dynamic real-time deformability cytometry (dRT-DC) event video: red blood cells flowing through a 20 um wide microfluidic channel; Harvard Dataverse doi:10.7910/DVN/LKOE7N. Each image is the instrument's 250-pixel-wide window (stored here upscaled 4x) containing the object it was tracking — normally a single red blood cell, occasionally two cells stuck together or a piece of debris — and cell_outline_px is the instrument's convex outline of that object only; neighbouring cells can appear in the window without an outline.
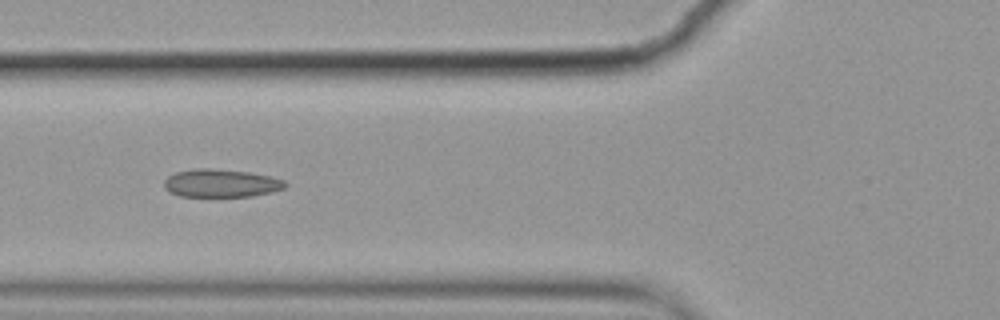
{"species": "common noctule bat (a hibernating species)", "species_latin": "Nyctalus noctula", "temperature_condition": "cold", "stored_images_in_passage": 7, "camera_frame_rate_fps": 3000, "um_per_image_px": 0.085, "animal": {"sex": "female", "body_mass_g": 19.9}, "frame": {"image": 1, "passage_image": 5, "time_ms": 1.333, "image_size_px": [1000, 320], "cell_outline_px": [[288, 184], [284, 188], [272, 192], [252, 196], [180, 196], [168, 192], [164, 188], [164, 180], [168, 176], [176, 172], [196, 168], [212, 168], [248, 172], [272, 176], [284, 180]], "centroid_in_image_um": [18.79, 15.57], "position_along_channel_um": 107.0, "area_um2": 19.88}}
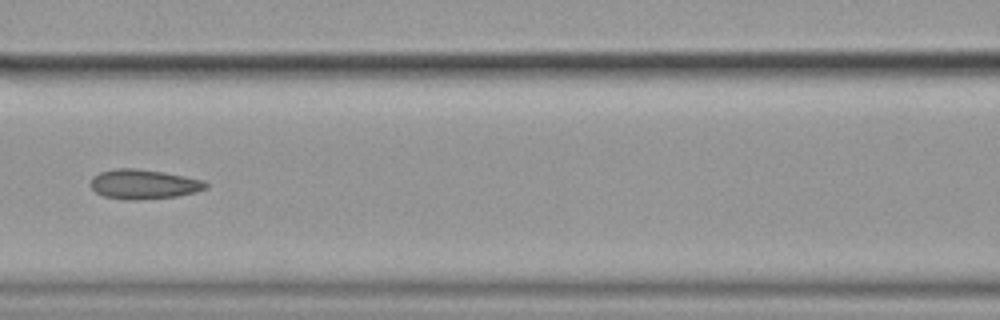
{"frame": {"image": 2, "passage_image": 6, "time_ms": 1.667, "image_size_px": [1000, 320], "cell_outline_px": [[208, 188], [196, 192], [176, 196], [136, 200], [128, 200], [104, 196], [96, 192], [88, 184], [92, 176], [100, 172], [116, 168], [136, 168], [164, 172], [204, 180], [208, 184]], "centroid_in_image_um": [12.2, 15.65], "position_along_channel_um": 154.4, "area_um2": 20.0}}
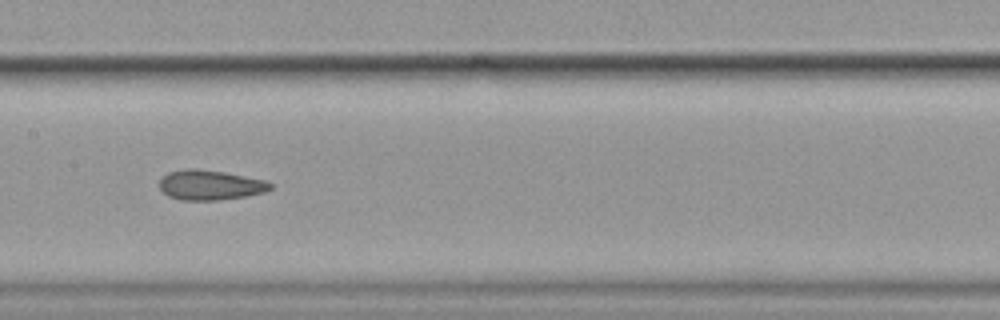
{"frame": {"image": 3, "passage_image": 7, "time_ms": 2.0, "image_size_px": [1000, 320], "cell_outline_px": [[272, 188], [264, 192], [244, 196], [216, 200], [180, 200], [168, 196], [160, 188], [160, 180], [168, 172], [188, 168], [196, 168], [224, 172], [264, 180], [272, 184]], "centroid_in_image_um": [17.84, 15.72], "position_along_channel_um": 189.6, "area_um2": 19.13}}